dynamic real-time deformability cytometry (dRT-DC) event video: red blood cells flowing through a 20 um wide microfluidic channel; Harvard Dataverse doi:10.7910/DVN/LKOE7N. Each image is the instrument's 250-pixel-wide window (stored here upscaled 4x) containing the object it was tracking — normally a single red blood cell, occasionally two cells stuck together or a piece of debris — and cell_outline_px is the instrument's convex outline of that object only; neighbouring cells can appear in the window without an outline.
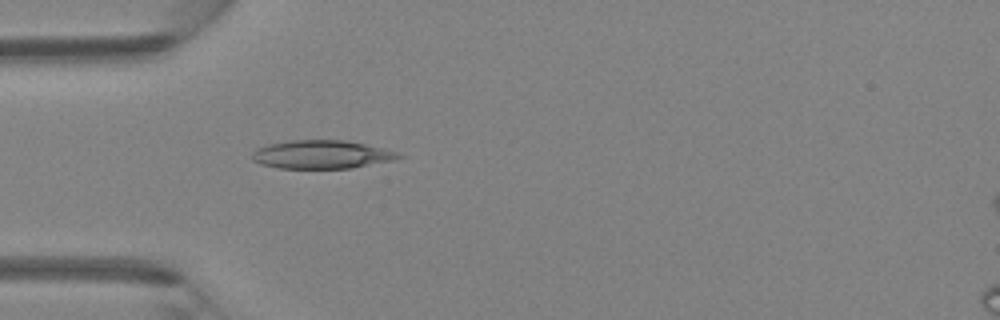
{"species": "Egyptian fruit bat (a non-hibernating species)", "species_latin": "Rousettus aegyptiacus", "temperature_condition": "room temperature", "stored_images_in_passage": 33, "camera_frame_rate_fps": 3000, "um_per_image_px": 0.085, "animal": {"sex": "female"}, "frame": {"image": 1, "passage_image": 1, "time_ms": 0.0, "image_size_px": [1000, 320], "cell_outline_px": [[404, 156], [396, 160], [352, 168], [276, 168], [260, 164], [252, 160], [252, 152], [256, 148], [268, 144], [288, 140], [348, 140], [384, 148], [400, 152]], "centroid_in_image_um": [27.37, 13.13], "position_along_channel_um": 57.6, "area_um2": 24.62}}
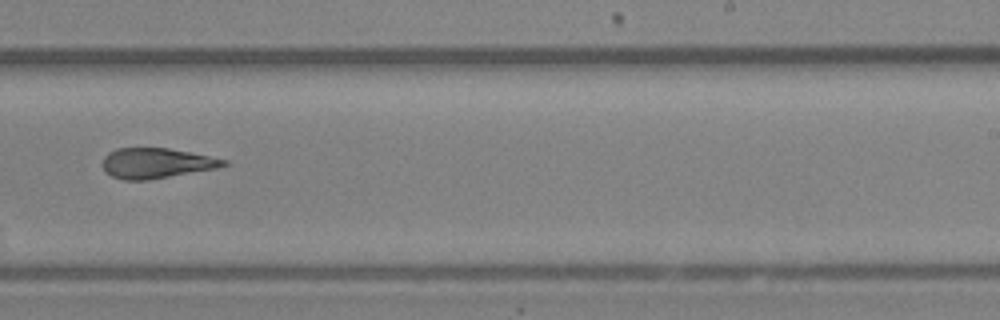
{"frame": {"image": 2, "passage_image": 16, "time_ms": 5.0, "image_size_px": [1000, 320], "cell_outline_px": [[228, 164], [216, 168], [148, 180], [124, 180], [112, 176], [104, 172], [100, 164], [104, 156], [108, 152], [116, 148], [168, 148], [228, 160]], "centroid_in_image_um": [13.21, 13.87], "position_along_channel_um": 275.8, "area_um2": 21.33}}
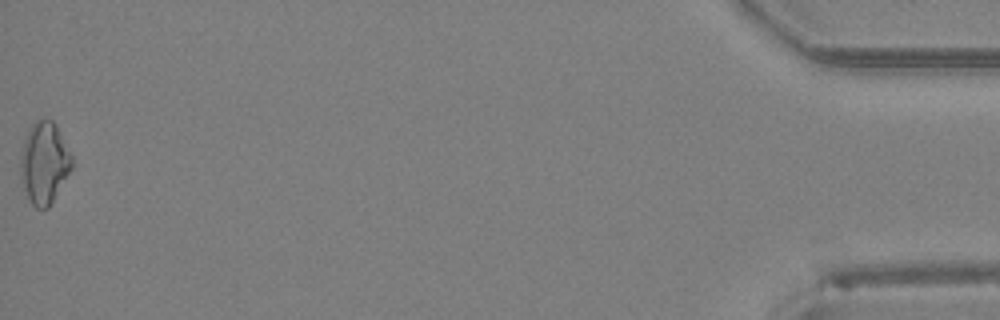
{"frame": {"image": 3, "passage_image": 33, "time_ms": 10.667, "image_size_px": [1000, 320], "cell_outline_px": [[72, 168], [48, 208], [36, 208], [28, 200], [20, 176], [20, 160], [24, 140], [32, 124], [36, 120], [44, 116], [52, 120], [72, 156]], "centroid_in_image_um": [3.74, 13.84], "position_along_channel_um": 431.5, "area_um2": 24.22}}